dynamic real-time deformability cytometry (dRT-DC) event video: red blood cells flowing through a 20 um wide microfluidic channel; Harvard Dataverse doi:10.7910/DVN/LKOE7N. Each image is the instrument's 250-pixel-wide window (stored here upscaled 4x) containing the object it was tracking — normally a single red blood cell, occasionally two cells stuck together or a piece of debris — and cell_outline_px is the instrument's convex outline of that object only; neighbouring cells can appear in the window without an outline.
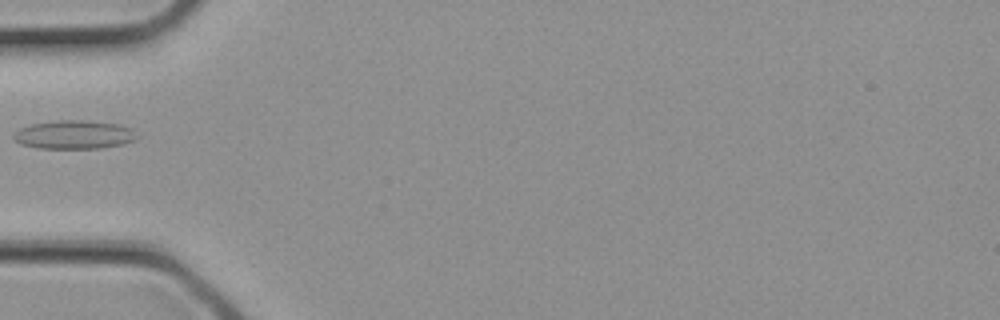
{"species": "common noctule bat (a hibernating species)", "species_latin": "Nyctalus noctula", "temperature_condition": "cold", "stored_images_in_passage": 2, "camera_frame_rate_fps": 3000, "um_per_image_px": 0.085, "animal": {"sex": "female", "body_mass_g": 21.9}, "frame": {"image": 1, "passage_image": 2, "time_ms": 0.333, "image_size_px": [1000, 320], "cell_outline_px": [[140, 136], [136, 140], [124, 144], [100, 148], [40, 148], [20, 144], [12, 136], [20, 128], [32, 124], [60, 120], [80, 120], [120, 124], [132, 128]], "centroid_in_image_um": [6.37, 11.45], "position_along_channel_um": 78.6, "area_um2": 20.58}}